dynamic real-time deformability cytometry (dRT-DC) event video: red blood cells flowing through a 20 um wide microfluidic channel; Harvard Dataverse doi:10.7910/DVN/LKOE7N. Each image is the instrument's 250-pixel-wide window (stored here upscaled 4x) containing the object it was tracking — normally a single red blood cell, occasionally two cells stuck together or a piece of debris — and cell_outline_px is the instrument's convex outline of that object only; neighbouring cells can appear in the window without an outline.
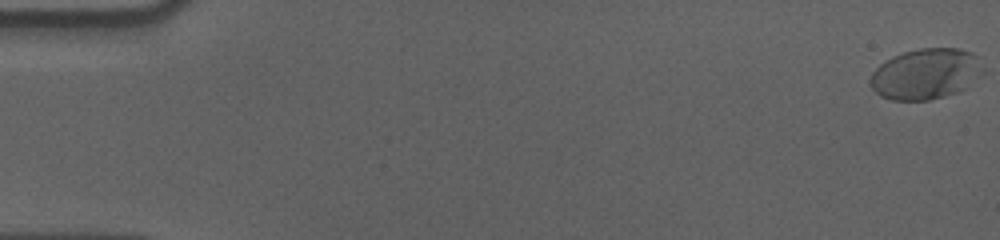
{"species": "human", "species_latin": "Homo sapiens", "temperature_condition": "cold", "stored_images_in_passage": 59, "camera_frame_rate_fps": 3000, "um_per_image_px": 0.085, "donor": {"sex": "male"}, "frame": {"image": 1, "passage_image": 1, "time_ms": 0.0, "image_size_px": [1000, 240], "cell_outline_px": [[976, 56], [964, 88], [956, 92], [944, 96], [928, 100], [892, 100], [880, 96], [872, 88], [872, 72], [880, 64], [892, 56], [904, 52], [920, 48], [960, 48], [972, 52]], "centroid_in_image_um": [78.47, 6.28], "position_along_channel_um": 6.5, "area_um2": 31.39}}
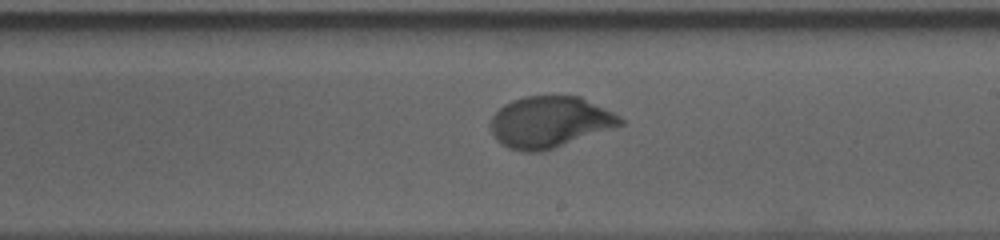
{"frame": {"image": 2, "passage_image": 35, "time_ms": 11.333, "image_size_px": [1000, 240], "cell_outline_px": [[624, 124], [544, 152], [520, 152], [508, 148], [496, 140], [488, 124], [492, 116], [504, 104], [512, 100], [524, 96], [580, 96], [620, 116], [624, 120]], "centroid_in_image_um": [46.69, 10.39], "position_along_channel_um": 242.3, "area_um2": 38.96}}
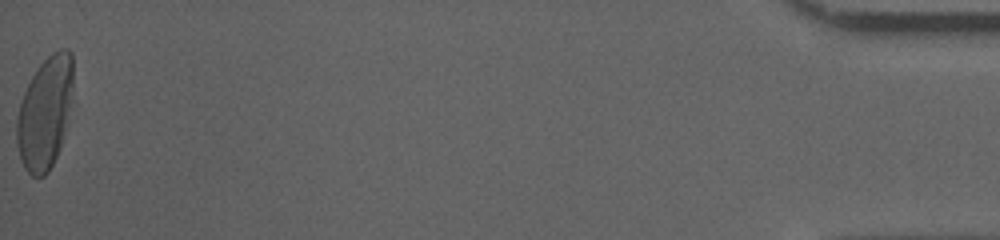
{"frame": {"image": 3, "passage_image": 59, "time_ms": 19.333, "image_size_px": [1000, 240], "cell_outline_px": [[72, 88], [60, 148], [48, 172], [44, 176], [32, 176], [24, 168], [16, 144], [16, 120], [20, 104], [24, 92], [36, 68], [52, 52], [60, 48], [68, 48], [72, 52]], "centroid_in_image_um": [3.79, 9.56], "position_along_channel_um": 431.4, "area_um2": 36.3}, "authors_computed_cell_mechanics": {"area_um2": 36.5296, "velocity_mm_per_s": 3.5666, "shape_relaxation_time_tau1_ms": 4.9595, "shape_relaxation_time_tau2_ms": null, "deformation_change_tau1": 0.201, "deformation_change_tau2": null}}